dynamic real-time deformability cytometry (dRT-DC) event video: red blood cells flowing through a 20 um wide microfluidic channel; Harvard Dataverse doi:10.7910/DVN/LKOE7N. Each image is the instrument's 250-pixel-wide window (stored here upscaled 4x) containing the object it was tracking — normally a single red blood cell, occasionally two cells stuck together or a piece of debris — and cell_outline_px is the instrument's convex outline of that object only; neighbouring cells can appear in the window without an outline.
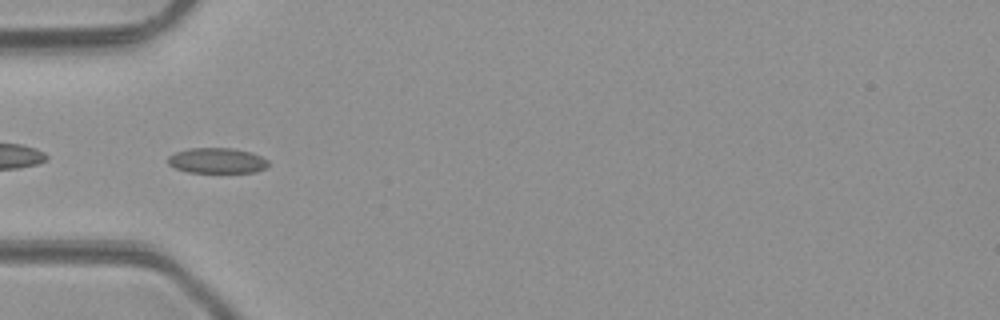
{"species": "common noctule bat (a hibernating species)", "species_latin": "Nyctalus noctula", "temperature_condition": "room temperature", "stored_images_in_passage": 5, "camera_frame_rate_fps": 3000, "um_per_image_px": 0.085, "animal": {"sex": "male", "body_mass_g": 23.1, "forearm_length_mm": 52.7}, "frame": {"image": 1, "passage_image": 3, "time_ms": 3.333, "image_size_px": [1000, 320], "cell_outline_px": [[268, 164], [264, 168], [256, 172], [188, 172], [176, 168], [168, 164], [168, 156], [176, 152], [188, 148], [232, 148], [252, 152], [268, 160]], "centroid_in_image_um": [18.44, 13.64], "position_along_channel_um": 66.6, "area_um2": 14.8}}
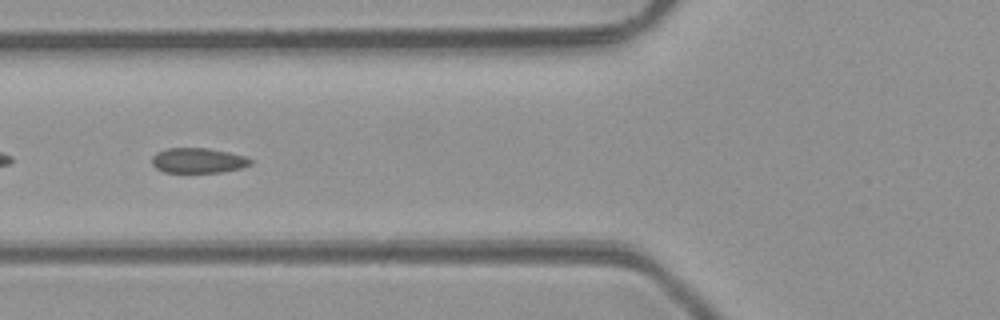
{"frame": {"image": 2, "passage_image": 4, "time_ms": 4.333, "image_size_px": [1000, 320], "cell_outline_px": [[252, 164], [240, 168], [224, 172], [164, 172], [156, 168], [152, 164], [152, 156], [156, 152], [168, 148], [208, 148], [228, 152], [244, 156], [252, 160]], "centroid_in_image_um": [16.83, 13.64], "position_along_channel_um": 109.0, "area_um2": 14.39}}
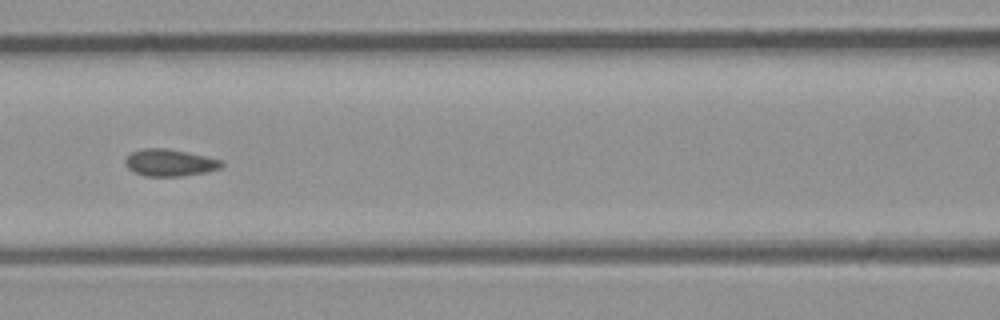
{"frame": {"image": 3, "passage_image": 5, "time_ms": 5.333, "image_size_px": [1000, 320], "cell_outline_px": [[224, 164], [220, 168], [208, 172], [180, 176], [144, 176], [128, 168], [124, 164], [124, 160], [132, 152], [144, 148], [168, 148], [188, 152], [224, 160]], "centroid_in_image_um": [14.46, 13.82], "position_along_channel_um": 152.1, "area_um2": 15.26}}